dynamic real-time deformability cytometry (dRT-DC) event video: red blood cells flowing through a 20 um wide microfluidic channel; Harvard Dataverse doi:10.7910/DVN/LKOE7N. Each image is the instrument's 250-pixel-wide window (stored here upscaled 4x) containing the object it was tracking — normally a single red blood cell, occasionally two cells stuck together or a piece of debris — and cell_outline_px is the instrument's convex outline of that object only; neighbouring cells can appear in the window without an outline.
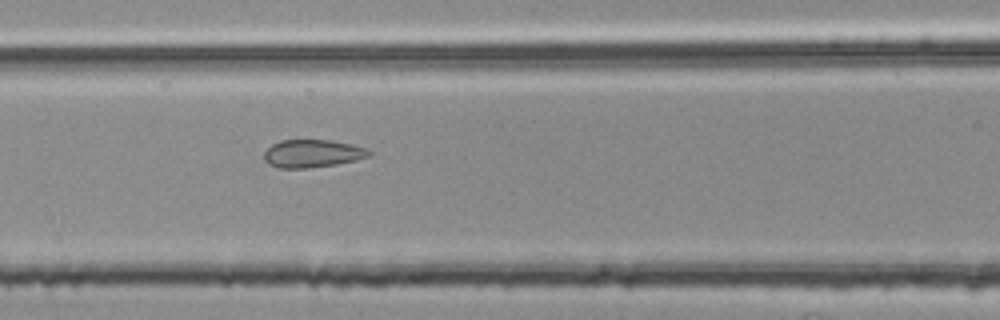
{"species": "common noctule bat (a hibernating species)", "species_latin": "Nyctalus noctula", "temperature_condition": "room temperature", "stored_images_in_passage": 6, "camera_frame_rate_fps": 3000, "um_per_image_px": 0.085, "animal": {"sex": "female", "body_mass_g": 25.1}, "frame": {"image": 1, "passage_image": 6, "time_ms": 1.667, "image_size_px": [1000, 320], "cell_outline_px": [[372, 156], [356, 160], [336, 164], [308, 168], [280, 168], [268, 164], [264, 160], [264, 152], [272, 144], [280, 140], [332, 140], [352, 144], [368, 148], [372, 152]], "centroid_in_image_um": [26.59, 13.04], "position_along_channel_um": 140.0, "area_um2": 17.22}}